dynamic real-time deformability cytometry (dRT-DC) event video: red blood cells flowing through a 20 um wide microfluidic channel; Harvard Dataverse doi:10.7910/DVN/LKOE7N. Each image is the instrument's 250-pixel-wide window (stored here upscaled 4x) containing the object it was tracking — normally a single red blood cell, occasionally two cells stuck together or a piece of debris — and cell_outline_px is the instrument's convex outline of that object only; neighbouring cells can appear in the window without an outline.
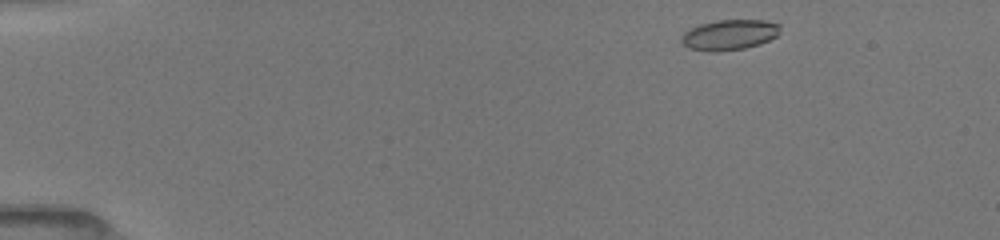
{"species": "common noctule bat (a hibernating species)", "species_latin": "Nyctalus noctula", "temperature_condition": "room temperature", "stored_images_in_passage": 9, "camera_frame_rate_fps": 3000, "um_per_image_px": 0.085, "animal": {"sex": "female", "body_mass_g": 19.5, "forearm_length_mm": 54.1}, "frame": {"image": 1, "passage_image": 1, "time_ms": 0.0, "image_size_px": [1000, 240], "cell_outline_px": [[780, 32], [776, 36], [760, 44], [744, 48], [716, 52], [708, 52], [688, 48], [680, 40], [680, 36], [684, 32], [700, 24], [716, 20], [764, 20], [780, 24]], "centroid_in_image_um": [61.98, 2.96], "position_along_channel_um": 23.0, "area_um2": 17.57}}
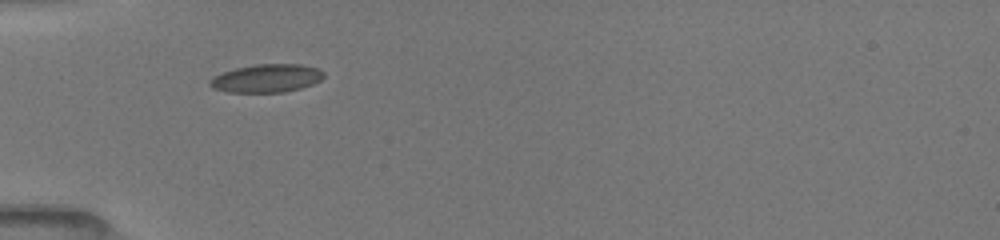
{"frame": {"image": 2, "passage_image": 7, "time_ms": 3.333, "image_size_px": [1000, 240], "cell_outline_px": [[324, 76], [320, 80], [312, 84], [300, 88], [284, 92], [228, 92], [212, 88], [208, 84], [208, 80], [212, 76], [236, 68], [256, 64], [300, 64], [316, 68], [324, 72]], "centroid_in_image_um": [22.62, 6.65], "position_along_channel_um": 62.4, "area_um2": 18.67}}
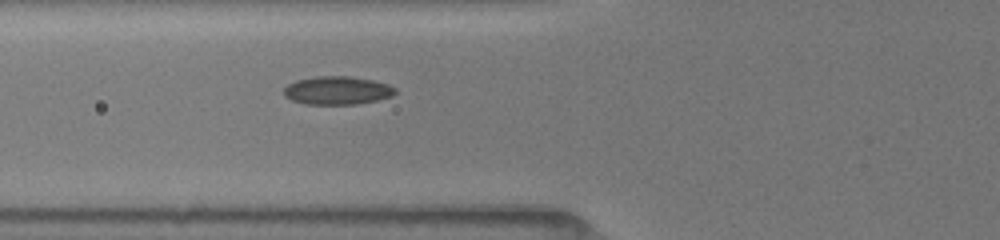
{"frame": {"image": 3, "passage_image": 9, "time_ms": 4.333, "image_size_px": [1000, 240], "cell_outline_px": [[396, 92], [392, 96], [376, 100], [356, 104], [304, 104], [292, 100], [284, 96], [284, 88], [288, 84], [296, 80], [316, 76], [348, 76], [372, 80], [388, 84], [396, 88]], "centroid_in_image_um": [28.65, 7.68], "position_along_channel_um": 97.1, "area_um2": 18.32}}